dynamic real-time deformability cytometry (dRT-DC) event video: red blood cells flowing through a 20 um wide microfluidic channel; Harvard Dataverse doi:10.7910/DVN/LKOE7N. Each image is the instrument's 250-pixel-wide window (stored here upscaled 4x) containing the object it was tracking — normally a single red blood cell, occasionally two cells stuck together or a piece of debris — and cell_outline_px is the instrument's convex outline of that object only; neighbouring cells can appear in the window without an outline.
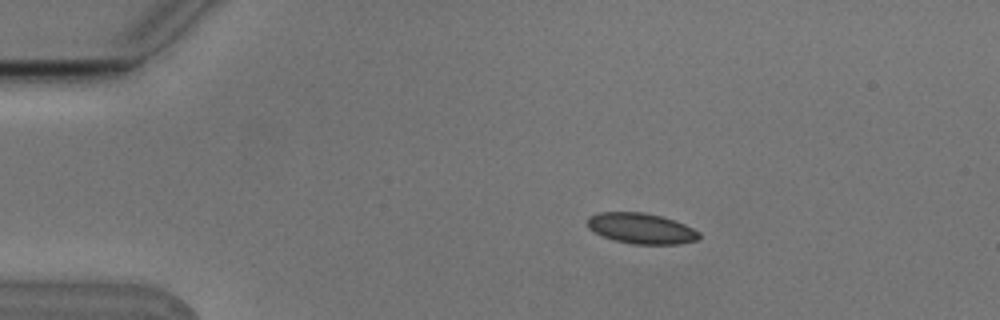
{"species": "Egyptian fruit bat (a non-hibernating species)", "species_latin": "Rousettus aegyptiacus", "temperature_condition": "cold", "stored_images_in_passage": 5, "camera_frame_rate_fps": 3000, "um_per_image_px": 0.085, "animal": {"sex": "male"}, "frame": {"image": 1, "passage_image": 2, "time_ms": 0.333, "image_size_px": [1000, 320], "cell_outline_px": [[700, 236], [696, 240], [680, 244], [632, 244], [616, 240], [604, 236], [588, 228], [588, 216], [600, 212], [644, 212], [660, 216], [684, 224], [700, 232]], "centroid_in_image_um": [54.51, 19.41], "position_along_channel_um": 30.5, "area_um2": 19.71}}